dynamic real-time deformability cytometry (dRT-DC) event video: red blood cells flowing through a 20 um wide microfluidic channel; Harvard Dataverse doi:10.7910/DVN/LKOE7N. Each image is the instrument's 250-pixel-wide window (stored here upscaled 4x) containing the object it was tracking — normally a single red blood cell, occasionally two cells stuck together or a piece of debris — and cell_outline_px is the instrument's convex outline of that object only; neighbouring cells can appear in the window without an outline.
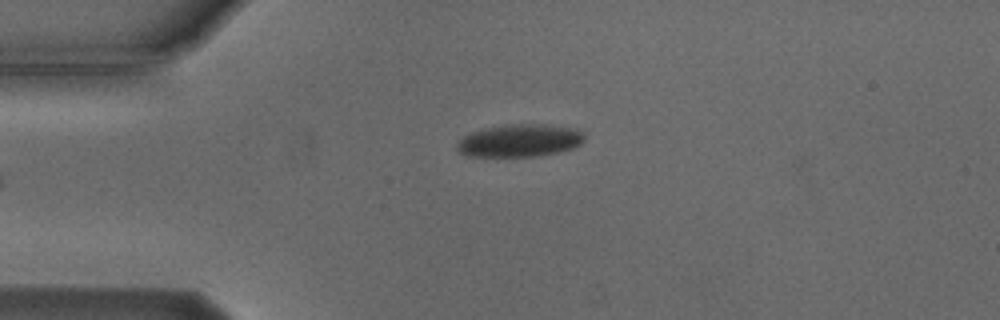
{"species": "Egyptian fruit bat (a non-hibernating species)", "species_latin": "Rousettus aegyptiacus", "temperature_condition": "cold", "stored_images_in_passage": 2, "camera_frame_rate_fps": 3000, "um_per_image_px": 0.085, "animal": {"sex": "male"}, "frame": {"image": 1, "passage_image": 2, "time_ms": 1.333, "image_size_px": [1000, 320], "cell_outline_px": [[584, 140], [580, 144], [572, 148], [556, 152], [532, 156], [468, 156], [460, 152], [456, 148], [456, 144], [464, 136], [472, 132], [484, 128], [504, 124], [544, 124], [572, 128], [584, 132]], "centroid_in_image_um": [44.16, 11.93], "position_along_channel_um": 40.8, "area_um2": 24.04}}